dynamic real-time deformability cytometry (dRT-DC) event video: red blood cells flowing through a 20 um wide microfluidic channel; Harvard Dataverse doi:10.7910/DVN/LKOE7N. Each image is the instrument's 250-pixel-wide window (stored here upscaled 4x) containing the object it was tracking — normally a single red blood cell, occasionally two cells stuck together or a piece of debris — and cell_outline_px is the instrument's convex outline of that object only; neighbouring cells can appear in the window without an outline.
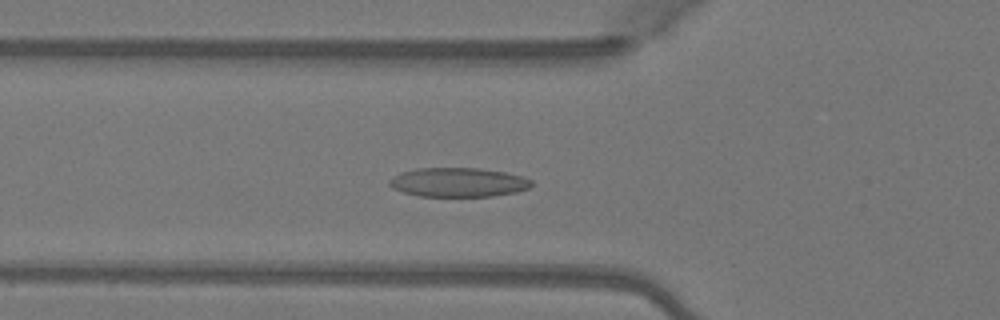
{"species": "Egyptian fruit bat (a non-hibernating species)", "species_latin": "Rousettus aegyptiacus", "temperature_condition": "warm", "stored_images_in_passage": 51, "camera_frame_rate_fps": 3000, "um_per_image_px": 0.085, "animal": {"sex": "female"}, "frame": {"image": 1, "passage_image": 18, "time_ms": 5.667, "image_size_px": [1000, 320], "cell_outline_px": [[532, 184], [528, 188], [516, 192], [492, 196], [420, 196], [404, 192], [392, 188], [388, 184], [388, 180], [392, 176], [400, 172], [416, 168], [480, 168], [504, 172], [524, 176], [532, 180]], "centroid_in_image_um": [38.93, 15.49], "position_along_channel_um": 86.9, "area_um2": 24.28}}
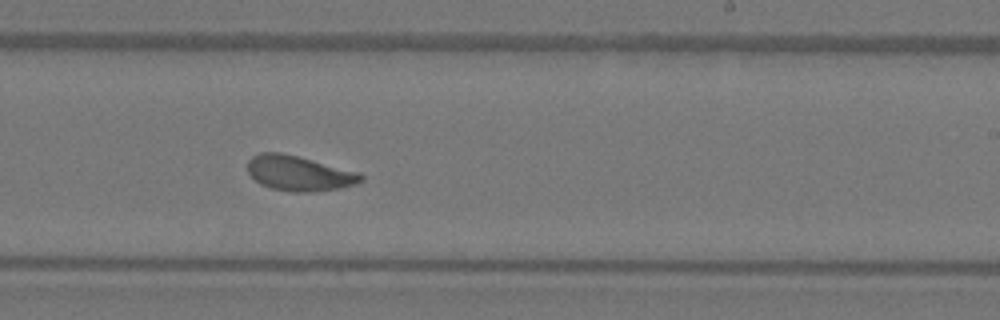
{"frame": {"image": 2, "passage_image": 31, "time_ms": 10.0, "image_size_px": [1000, 320], "cell_outline_px": [[364, 180], [356, 184], [340, 188], [312, 192], [292, 192], [272, 188], [260, 184], [248, 172], [248, 160], [252, 156], [260, 152], [280, 152], [360, 172], [364, 176]], "centroid_in_image_um": [25.44, 14.73], "position_along_channel_um": 263.6, "area_um2": 23.12}}
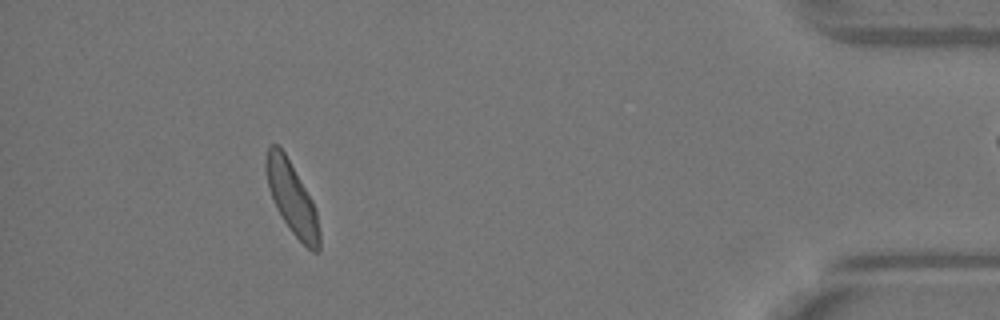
{"frame": {"image": 3, "passage_image": 46, "time_ms": 15.0, "image_size_px": [1000, 320], "cell_outline_px": [[320, 252], [312, 252], [288, 228], [276, 208], [268, 188], [264, 168], [264, 160], [268, 144], [276, 144], [284, 152], [312, 200], [316, 208], [320, 232]], "centroid_in_image_um": [24.8, 16.84], "position_along_channel_um": 410.4, "area_um2": 22.54}, "authors_computed_cell_mechanics": {"area_um2": 23.2934, "velocity_mm_per_s": 4.077, "shape_relaxation_time_tau1_ms": 3.4901, "shape_relaxation_time_tau2_ms": 1.5175, "deformation_change_tau1": 0.1306, "deformation_change_tau2": 0.0831}}